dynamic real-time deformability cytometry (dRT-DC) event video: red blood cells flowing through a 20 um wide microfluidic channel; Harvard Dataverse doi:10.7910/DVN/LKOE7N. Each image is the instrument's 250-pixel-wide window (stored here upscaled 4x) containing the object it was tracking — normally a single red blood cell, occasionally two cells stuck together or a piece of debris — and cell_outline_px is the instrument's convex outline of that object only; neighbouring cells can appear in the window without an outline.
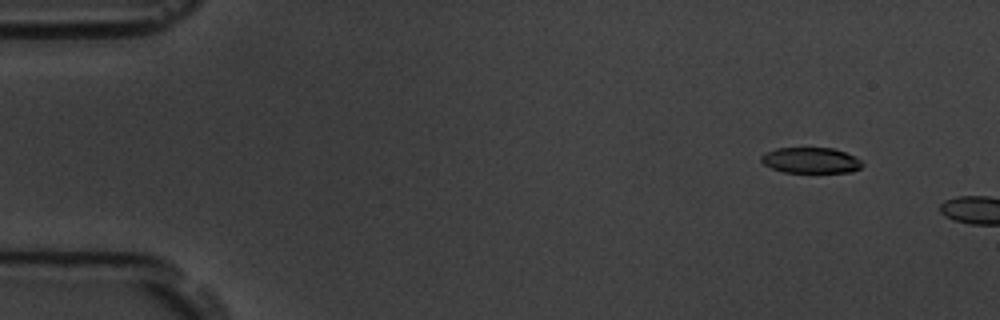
{"species": "common noctule bat (a hibernating species)", "species_latin": "Nyctalus noctula", "temperature_condition": "room temperature", "stored_images_in_passage": 3, "camera_frame_rate_fps": 3000, "um_per_image_px": 0.085, "animal": {"sex": "male", "body_mass_g": 19.5, "forearm_length_mm": 54.6}, "frame": {"image": 1, "passage_image": 2, "time_ms": 1.333, "image_size_px": [1000, 320], "cell_outline_px": [[864, 164], [860, 168], [852, 172], [784, 172], [772, 168], [764, 164], [760, 160], [760, 156], [764, 152], [776, 148], [832, 148], [844, 152], [860, 160]], "centroid_in_image_um": [68.88, 13.63], "position_along_channel_um": 16.1, "area_um2": 15.09}}